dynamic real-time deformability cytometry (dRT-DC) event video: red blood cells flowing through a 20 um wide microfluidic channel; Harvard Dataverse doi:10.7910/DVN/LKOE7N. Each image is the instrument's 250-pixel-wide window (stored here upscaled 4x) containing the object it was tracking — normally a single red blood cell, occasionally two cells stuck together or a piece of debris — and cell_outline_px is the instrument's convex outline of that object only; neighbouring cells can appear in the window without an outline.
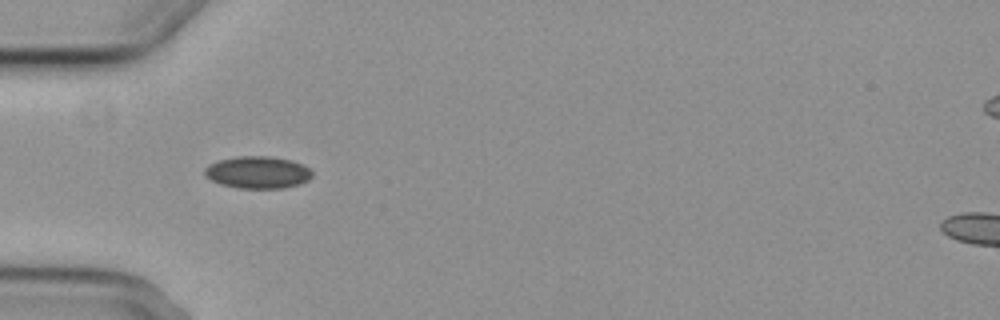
{"species": "common noctule bat (a hibernating species)", "species_latin": "Nyctalus noctula", "temperature_condition": "cold", "stored_images_in_passage": 1, "camera_frame_rate_fps": 3000, "um_per_image_px": 0.085, "animal": {"sex": "female", "body_mass_g": 29.2, "forearm_length_mm": 56.3}, "frame": {"image": 1, "passage_image": 1, "time_ms": 0.0, "image_size_px": [1000, 320], "cell_outline_px": [[312, 176], [308, 180], [300, 184], [284, 188], [236, 188], [220, 184], [204, 176], [204, 168], [208, 164], [220, 160], [236, 156], [268, 156], [292, 160], [308, 168], [312, 172]], "centroid_in_image_um": [21.88, 14.65], "position_along_channel_um": 63.1, "area_um2": 20.23}}